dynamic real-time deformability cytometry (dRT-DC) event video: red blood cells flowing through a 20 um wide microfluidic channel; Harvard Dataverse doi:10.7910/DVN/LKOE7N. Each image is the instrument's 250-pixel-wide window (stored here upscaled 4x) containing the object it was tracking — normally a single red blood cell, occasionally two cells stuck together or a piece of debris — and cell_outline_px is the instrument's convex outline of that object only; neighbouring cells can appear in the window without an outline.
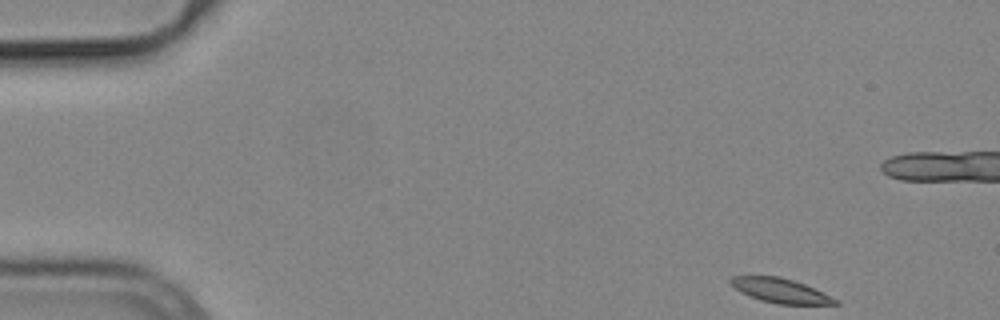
{"species": "common noctule bat (a hibernating species)", "species_latin": "Nyctalus noctula", "temperature_condition": "cold", "stored_images_in_passage": 51, "camera_frame_rate_fps": 3000, "um_per_image_px": 0.085, "animal": {"sex": "male", "body_mass_g": 19.2, "forearm_length_mm": 51.8}, "frame": {"image": 1, "passage_image": 1, "time_ms": 0.0, "image_size_px": [1000, 320], "cell_outline_px": [[840, 304], [776, 304], [760, 300], [740, 292], [728, 280], [732, 276], [780, 276], [804, 284], [824, 292], [840, 300]], "centroid_in_image_um": [66.37, 24.7], "position_along_channel_um": 18.6, "area_um2": 14.91}}
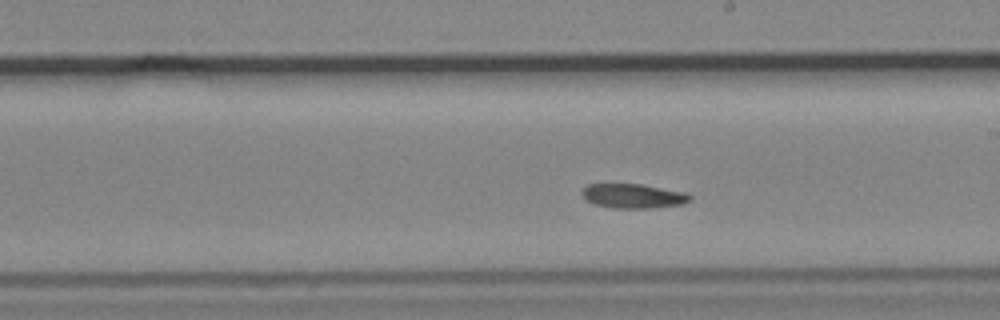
{"frame": {"image": 2, "passage_image": 27, "time_ms": 8.667, "image_size_px": [1000, 320], "cell_outline_px": [[692, 200], [684, 204], [652, 208], [612, 208], [592, 204], [580, 192], [588, 184], [640, 184], [684, 192], [692, 196]], "centroid_in_image_um": [53.84, 16.67], "position_along_channel_um": 235.2, "area_um2": 15.37}}
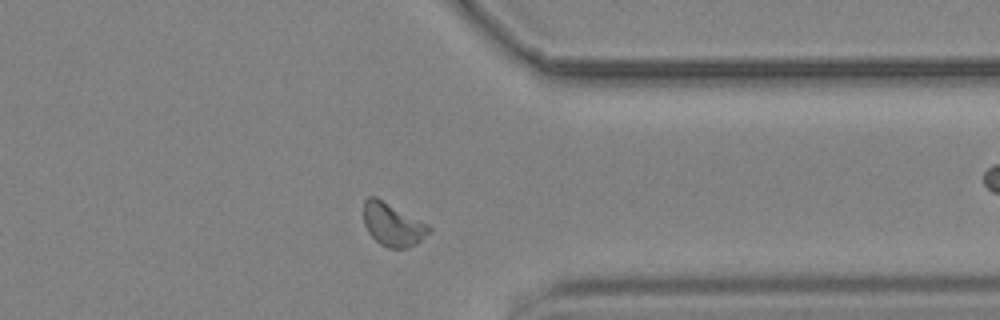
{"frame": {"image": 3, "passage_image": 39, "time_ms": 12.667, "image_size_px": [1000, 320], "cell_outline_px": [[432, 228], [416, 244], [408, 248], [388, 248], [380, 244], [368, 232], [364, 224], [364, 200], [368, 196], [376, 196], [428, 224]], "centroid_in_image_um": [33.36, 19.08], "position_along_channel_um": 378.0, "area_um2": 16.3}, "authors_computed_cell_mechanics": {"area_um2": 15.9528, "velocity_mm_per_s": 3.7073, "shape_relaxation_time_tau1_ms": 3.7266, "shape_relaxation_time_tau2_ms": 3.358, "deformation_change_tau1": 0.1188, "deformation_change_tau2": 0.089}}